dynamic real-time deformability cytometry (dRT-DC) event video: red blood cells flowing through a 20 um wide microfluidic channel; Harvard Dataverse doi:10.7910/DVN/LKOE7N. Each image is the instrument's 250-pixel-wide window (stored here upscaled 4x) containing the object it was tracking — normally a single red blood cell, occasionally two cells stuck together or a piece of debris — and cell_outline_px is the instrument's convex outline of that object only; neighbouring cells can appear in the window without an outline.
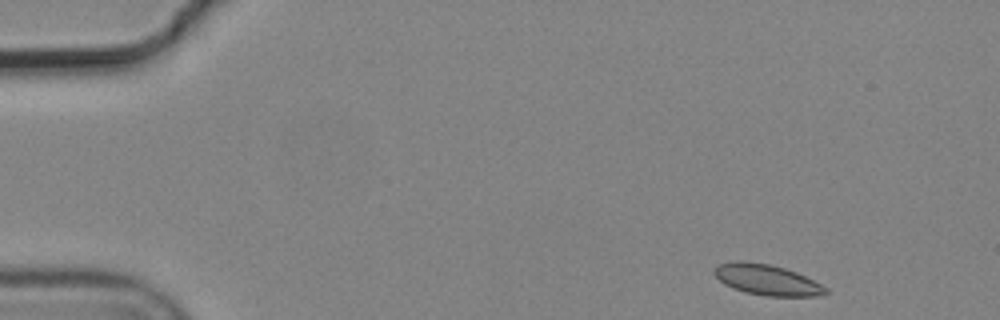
{"species": "common noctule bat (a hibernating species)", "species_latin": "Nyctalus noctula", "temperature_condition": "cold", "stored_images_in_passage": 4, "camera_frame_rate_fps": 3000, "um_per_image_px": 0.085, "animal": {"sex": "male", "body_mass_g": 19.2, "forearm_length_mm": 51.8}, "frame": {"image": 1, "passage_image": 1, "time_ms": 0.0, "image_size_px": [1000, 320], "cell_outline_px": [[828, 292], [820, 296], [764, 296], [744, 292], [732, 288], [724, 284], [712, 272], [712, 268], [720, 264], [736, 260], [744, 260], [768, 264], [784, 268], [796, 272], [828, 288]], "centroid_in_image_um": [65.15, 23.78], "position_along_channel_um": 19.9, "area_um2": 20.0}}
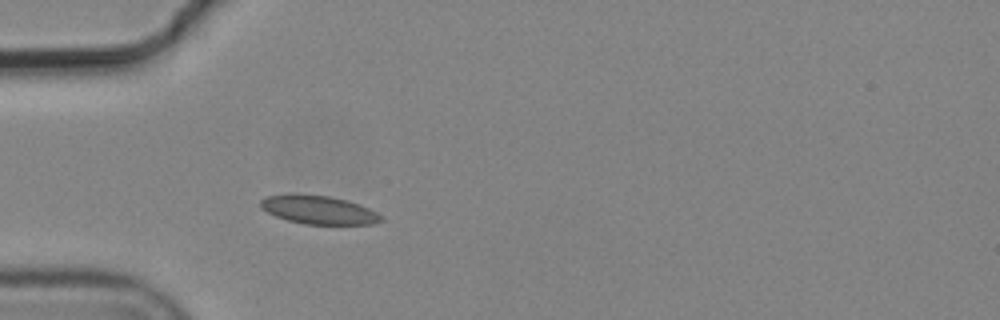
{"frame": {"image": 2, "passage_image": 4, "time_ms": 1.0, "image_size_px": [1000, 320], "cell_outline_px": [[384, 220], [372, 224], [304, 224], [288, 220], [276, 216], [260, 208], [260, 200], [264, 196], [288, 192], [292, 192], [328, 196], [348, 200], [360, 204], [376, 212]], "centroid_in_image_um": [27.01, 17.8], "position_along_channel_um": 58.0, "area_um2": 20.35}}